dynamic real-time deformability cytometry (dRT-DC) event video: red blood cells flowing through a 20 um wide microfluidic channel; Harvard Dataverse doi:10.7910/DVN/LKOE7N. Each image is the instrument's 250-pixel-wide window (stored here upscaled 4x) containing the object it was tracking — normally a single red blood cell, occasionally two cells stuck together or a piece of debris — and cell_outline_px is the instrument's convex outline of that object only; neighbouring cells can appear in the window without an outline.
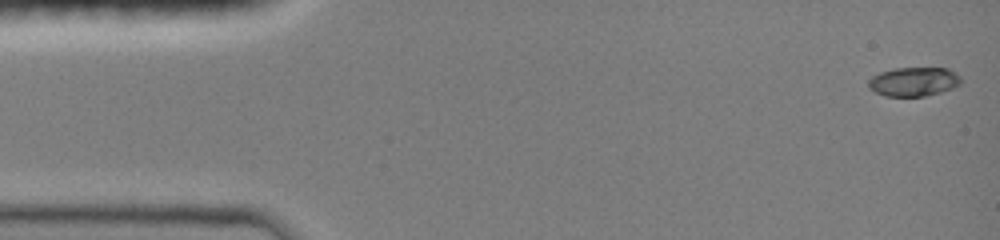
{"species": "common noctule bat (a hibernating species)", "species_latin": "Nyctalus noctula", "temperature_condition": "room temperature", "stored_images_in_passage": 47, "camera_frame_rate_fps": 3000, "um_per_image_px": 0.085, "animal": {"sex": "female", "body_mass_g": 19.0, "forearm_length_mm": 51.5}, "frame": {"image": 1, "passage_image": 1, "time_ms": 0.0, "image_size_px": [1000, 240], "cell_outline_px": [[960, 84], [952, 88], [940, 92], [924, 96], [884, 96], [868, 88], [868, 80], [872, 76], [880, 72], [892, 68], [948, 68], [960, 76]], "centroid_in_image_um": [77.63, 6.93], "position_along_channel_um": 7.4, "area_um2": 15.66}}
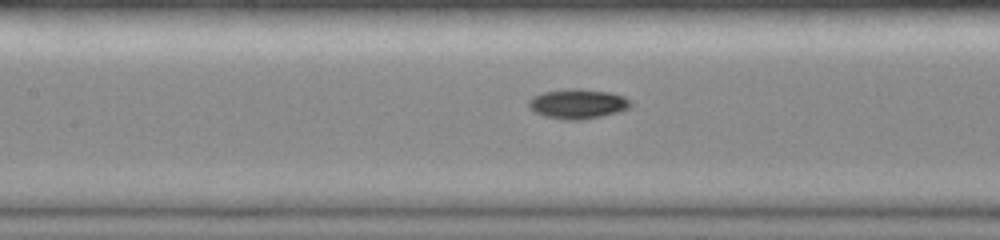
{"frame": {"image": 2, "passage_image": 21, "time_ms": 6.667, "image_size_px": [1000, 240], "cell_outline_px": [[632, 104], [628, 108], [616, 112], [600, 116], [580, 120], [564, 120], [544, 116], [528, 108], [528, 100], [532, 96], [544, 92], [564, 88], [576, 88], [608, 92], [624, 96], [632, 100]], "centroid_in_image_um": [49.08, 8.82], "position_along_channel_um": 158.3, "area_um2": 17.74}}
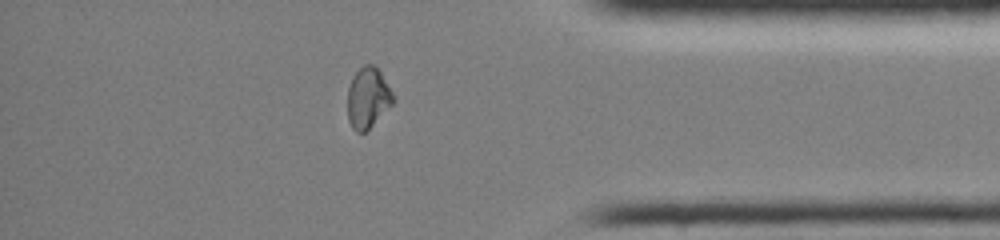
{"frame": {"image": 3, "passage_image": 40, "time_ms": 13.0, "image_size_px": [1000, 240], "cell_outline_px": [[396, 100], [364, 132], [356, 132], [352, 128], [348, 120], [348, 88], [352, 76], [364, 64], [372, 64], [380, 72], [392, 92]], "centroid_in_image_um": [31.25, 8.3], "position_along_channel_um": 403.9, "area_um2": 15.84}, "authors_computed_cell_mechanics": {"area_um2": 16.2418, "velocity_mm_per_s": 4.0629, "shape_relaxation_time_tau1_ms": 3.4451, "shape_relaxation_time_tau2_ms": null, "deformation_change_tau1": 0.1557, "deformation_change_tau2": null}}